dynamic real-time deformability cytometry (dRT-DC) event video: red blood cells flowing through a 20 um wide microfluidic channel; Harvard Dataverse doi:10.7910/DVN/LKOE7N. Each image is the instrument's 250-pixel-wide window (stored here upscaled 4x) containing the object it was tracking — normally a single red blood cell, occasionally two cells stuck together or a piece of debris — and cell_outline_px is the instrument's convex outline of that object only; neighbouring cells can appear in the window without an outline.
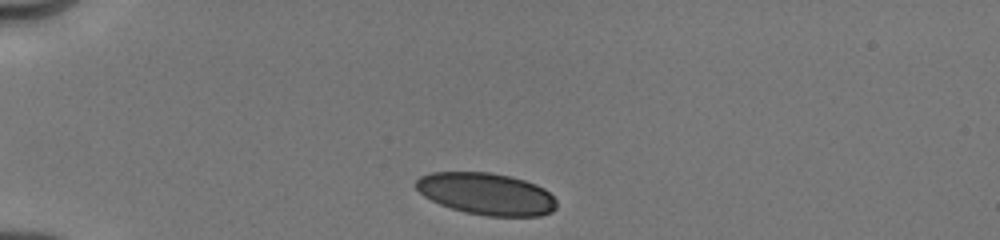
{"species": "human", "species_latin": "Homo sapiens", "temperature_condition": "cold", "stored_images_in_passage": 32, "camera_frame_rate_fps": 3000, "um_per_image_px": 0.085, "donor": {"sex": "male"}, "frame": {"image": 1, "passage_image": 1, "time_ms": 0.0, "image_size_px": [1000, 240], "cell_outline_px": [[556, 208], [552, 212], [540, 216], [484, 216], [464, 212], [440, 204], [424, 196], [412, 184], [420, 176], [432, 172], [488, 172], [508, 176], [524, 180], [536, 184], [544, 188], [556, 200]], "centroid_in_image_um": [41.33, 16.48], "position_along_channel_um": 43.7, "area_um2": 34.45}}
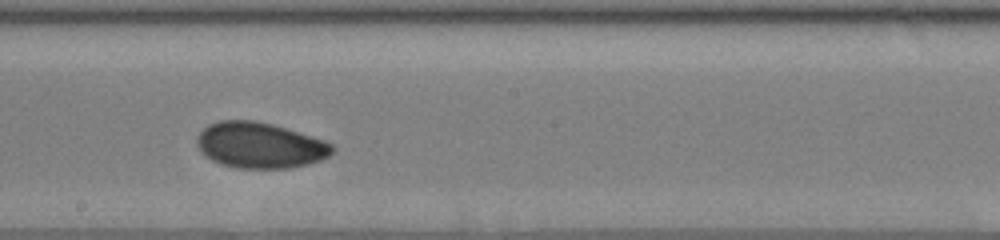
{"frame": {"image": 2, "passage_image": 13, "time_ms": 5.667, "image_size_px": [1000, 240], "cell_outline_px": [[336, 148], [328, 156], [320, 160], [308, 164], [288, 168], [236, 168], [220, 164], [204, 156], [200, 152], [196, 144], [196, 136], [208, 124], [220, 120], [256, 120], [272, 124], [324, 140], [332, 144]], "centroid_in_image_um": [22.05, 12.35], "position_along_channel_um": 226.2, "area_um2": 36.3}}
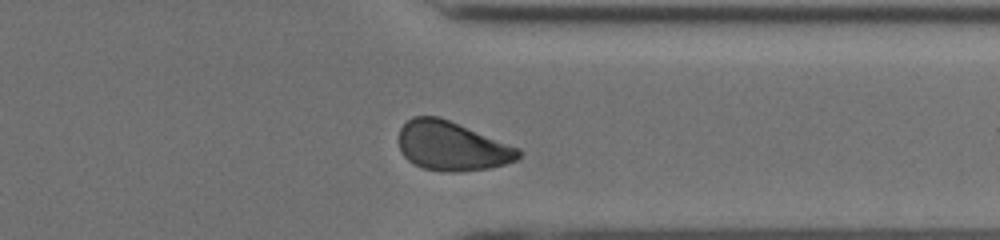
{"frame": {"image": 3, "passage_image": 27, "time_ms": 9.333, "image_size_px": [1000, 240], "cell_outline_px": [[524, 152], [516, 160], [504, 164], [488, 168], [452, 172], [448, 172], [420, 168], [412, 164], [400, 152], [400, 128], [412, 116], [440, 116], [520, 148]], "centroid_in_image_um": [38.41, 12.41], "position_along_channel_um": 373.0, "area_um2": 34.45}, "authors_computed_cell_mechanics": {"area_um2": 35.0268, "velocity_mm_per_s": 4.0039, "shape_relaxation_time_tau1_ms": 5.3728, "shape_relaxation_time_tau2_ms": 3.7472, "deformation_change_tau1": 0.11, "deformation_change_tau2": 0.0637}}